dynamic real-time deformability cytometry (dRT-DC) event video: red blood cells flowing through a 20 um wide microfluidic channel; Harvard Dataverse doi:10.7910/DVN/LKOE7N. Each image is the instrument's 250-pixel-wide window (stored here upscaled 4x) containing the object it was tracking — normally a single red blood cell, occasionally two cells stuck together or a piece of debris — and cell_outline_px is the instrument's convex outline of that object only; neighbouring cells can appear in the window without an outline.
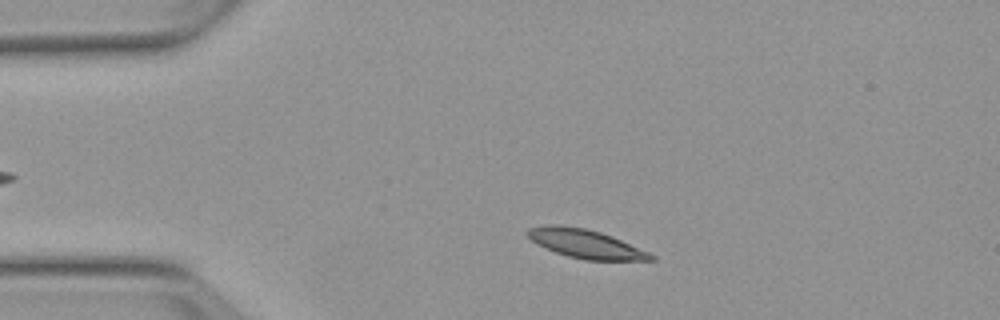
{"species": "Egyptian fruit bat (a non-hibernating species)", "species_latin": "Rousettus aegyptiacus", "temperature_condition": "warm", "stored_images_in_passage": 3, "camera_frame_rate_fps": 3000, "um_per_image_px": 0.085, "animal": {"sex": "female"}, "frame": {"image": 1, "passage_image": 3, "time_ms": 3.333, "image_size_px": [1000, 320], "cell_outline_px": [[656, 260], [584, 260], [568, 256], [544, 248], [532, 240], [524, 232], [528, 228], [548, 224], [556, 224], [584, 228], [600, 232], [612, 236], [648, 252], [656, 256]], "centroid_in_image_um": [49.74, 20.71], "position_along_channel_um": 35.3, "area_um2": 20.58}}